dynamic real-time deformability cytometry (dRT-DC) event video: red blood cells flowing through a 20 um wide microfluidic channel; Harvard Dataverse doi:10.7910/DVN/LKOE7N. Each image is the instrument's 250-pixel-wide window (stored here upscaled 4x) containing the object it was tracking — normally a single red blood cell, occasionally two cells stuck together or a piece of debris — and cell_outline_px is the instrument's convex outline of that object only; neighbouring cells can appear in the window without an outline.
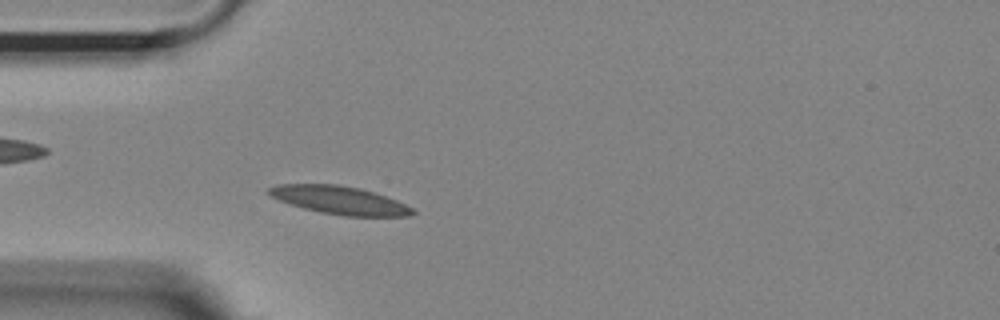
{"species": "Egyptian fruit bat (a non-hibernating species)", "species_latin": "Rousettus aegyptiacus", "temperature_condition": "room temperature", "stored_images_in_passage": 49, "camera_frame_rate_fps": 3000, "um_per_image_px": 0.085, "animal": {"sex": "female"}, "frame": {"image": 1, "passage_image": 12, "time_ms": 3.667, "image_size_px": [1000, 320], "cell_outline_px": [[416, 212], [408, 216], [344, 216], [320, 212], [304, 208], [280, 200], [264, 192], [268, 188], [276, 184], [336, 184], [360, 188], [396, 200], [412, 208]], "centroid_in_image_um": [28.83, 17.01], "position_along_channel_um": 56.2, "area_um2": 23.29}}
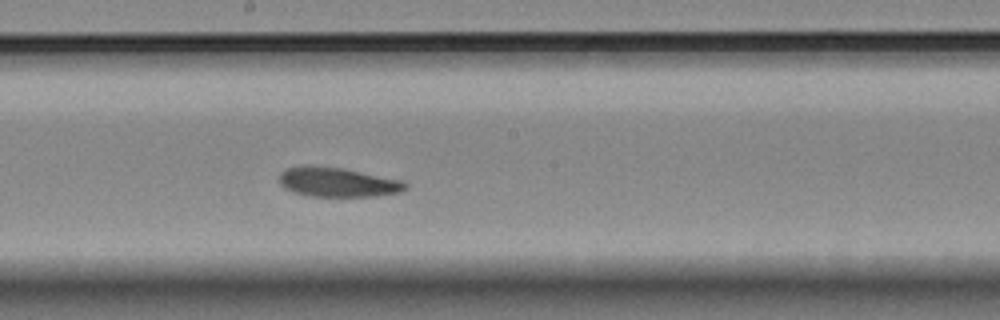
{"frame": {"image": 2, "passage_image": 26, "time_ms": 8.333, "image_size_px": [1000, 320], "cell_outline_px": [[408, 188], [400, 192], [372, 196], [308, 196], [292, 192], [284, 188], [280, 184], [280, 172], [288, 168], [300, 164], [308, 164], [340, 168], [404, 180], [408, 184]], "centroid_in_image_um": [28.67, 15.47], "position_along_channel_um": 219.5, "area_um2": 21.85}}
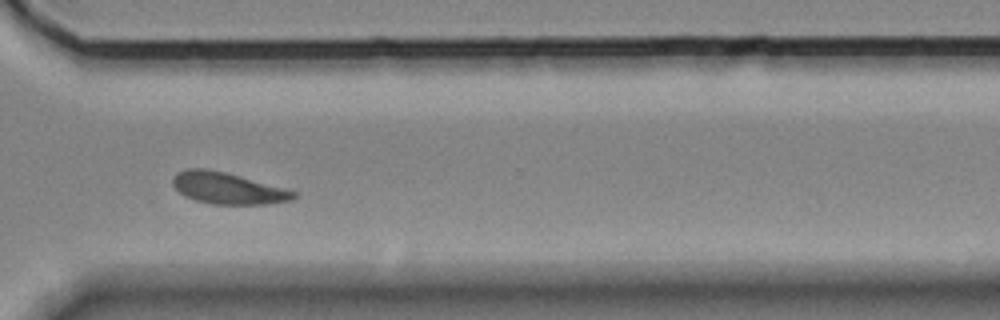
{"frame": {"image": 3, "passage_image": 37, "time_ms": 12.0, "image_size_px": [1000, 320], "cell_outline_px": [[296, 196], [292, 200], [268, 204], [212, 204], [196, 200], [184, 196], [172, 184], [172, 180], [176, 172], [184, 168], [204, 168], [224, 172], [284, 188], [296, 192]], "centroid_in_image_um": [19.32, 16.0], "position_along_channel_um": 351.3, "area_um2": 22.02}, "authors_computed_cell_mechanics": {"area_um2": 22.0218, "velocity_mm_per_s": 3.5877, "shape_relaxation_time_tau1_ms": 4.3544, "shape_relaxation_time_tau2_ms": 3.233, "deformation_change_tau1": 0.1221, "deformation_change_tau2": 0.0813}}